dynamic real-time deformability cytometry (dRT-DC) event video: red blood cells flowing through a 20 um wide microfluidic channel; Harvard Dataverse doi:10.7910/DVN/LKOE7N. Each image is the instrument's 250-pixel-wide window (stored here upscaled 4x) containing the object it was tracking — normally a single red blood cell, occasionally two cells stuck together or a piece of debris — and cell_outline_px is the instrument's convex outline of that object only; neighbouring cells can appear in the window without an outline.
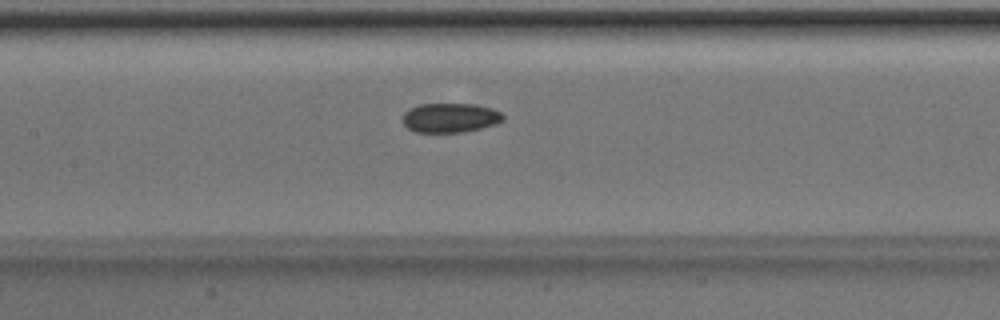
{"species": "Egyptian fruit bat (a non-hibernating species)", "species_latin": "Rousettus aegyptiacus", "temperature_condition": "room temperature", "stored_images_in_passage": 27, "camera_frame_rate_fps": 3000, "um_per_image_px": 0.085, "animal": {"sex": "male"}, "frame": {"image": 1, "passage_image": 9, "time_ms": 2.667, "image_size_px": [1000, 320], "cell_outline_px": [[504, 120], [496, 124], [464, 132], [416, 132], [408, 128], [404, 124], [404, 112], [408, 108], [420, 104], [476, 104], [492, 108], [500, 112], [504, 116]], "centroid_in_image_um": [38.28, 10.0], "position_along_channel_um": 169.1, "area_um2": 17.22}}
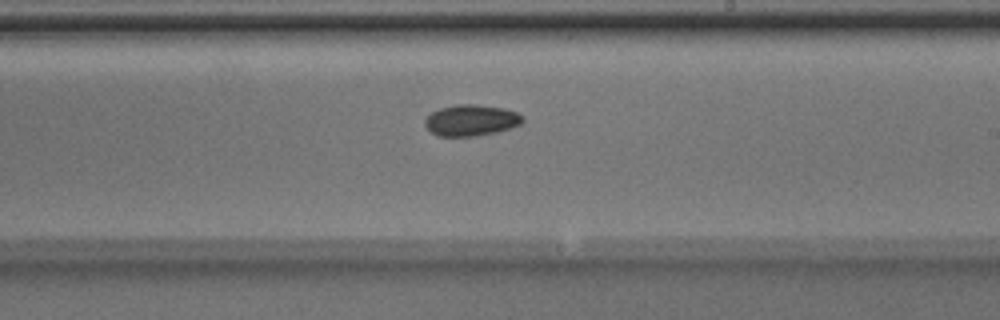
{"frame": {"image": 2, "passage_image": 15, "time_ms": 4.667, "image_size_px": [1000, 320], "cell_outline_px": [[524, 120], [520, 124], [512, 128], [496, 132], [476, 136], [436, 136], [424, 124], [424, 120], [432, 112], [440, 108], [456, 104], [476, 104], [504, 108], [516, 112], [524, 116]], "centroid_in_image_um": [40.06, 10.22], "position_along_channel_um": 248.9, "area_um2": 17.86}}
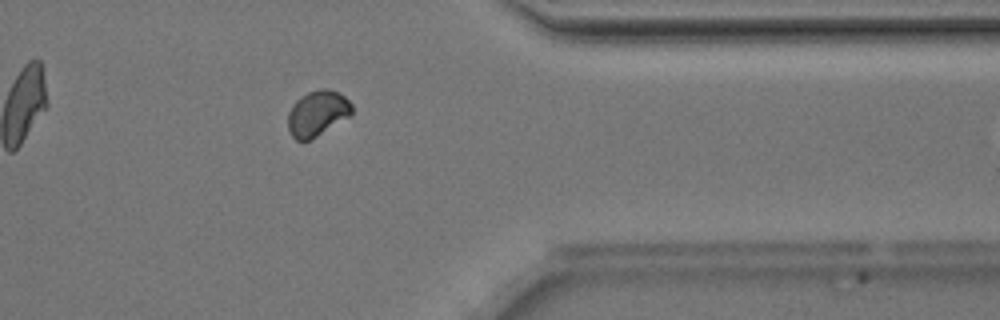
{"frame": {"image": 3, "passage_image": 26, "time_ms": 8.333, "image_size_px": [1000, 320], "cell_outline_px": [[352, 116], [316, 136], [308, 140], [296, 140], [288, 132], [288, 112], [292, 104], [296, 100], [308, 92], [320, 88], [328, 88], [340, 92], [352, 104]], "centroid_in_image_um": [26.99, 9.62], "position_along_channel_um": 384.4, "area_um2": 17.17}}